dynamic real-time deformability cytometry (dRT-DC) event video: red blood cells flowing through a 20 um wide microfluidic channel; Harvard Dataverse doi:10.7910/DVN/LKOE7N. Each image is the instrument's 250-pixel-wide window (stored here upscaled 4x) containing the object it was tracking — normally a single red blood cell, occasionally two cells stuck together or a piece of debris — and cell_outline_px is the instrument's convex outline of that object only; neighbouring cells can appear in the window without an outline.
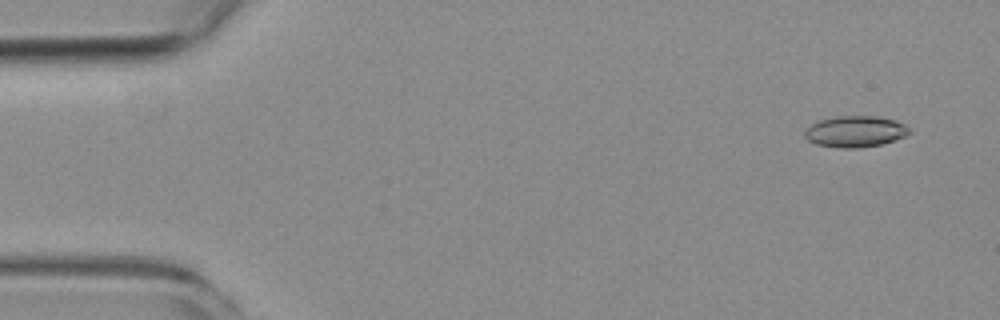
{"species": "common noctule bat (a hibernating species)", "species_latin": "Nyctalus noctula", "temperature_condition": "room temperature", "stored_images_in_passage": 6, "camera_frame_rate_fps": 3000, "um_per_image_px": 0.085, "animal": {"sex": "female", "body_mass_g": 19.3, "forearm_length_mm": 54.1}, "frame": {"image": 1, "passage_image": 2, "time_ms": 1.0, "image_size_px": [1000, 320], "cell_outline_px": [[912, 132], [904, 136], [880, 144], [860, 148], [840, 148], [816, 144], [808, 140], [804, 136], [804, 132], [812, 124], [820, 120], [836, 116], [876, 116], [896, 120], [904, 124]], "centroid_in_image_um": [72.69, 11.17], "position_along_channel_um": 12.3, "area_um2": 18.9}}
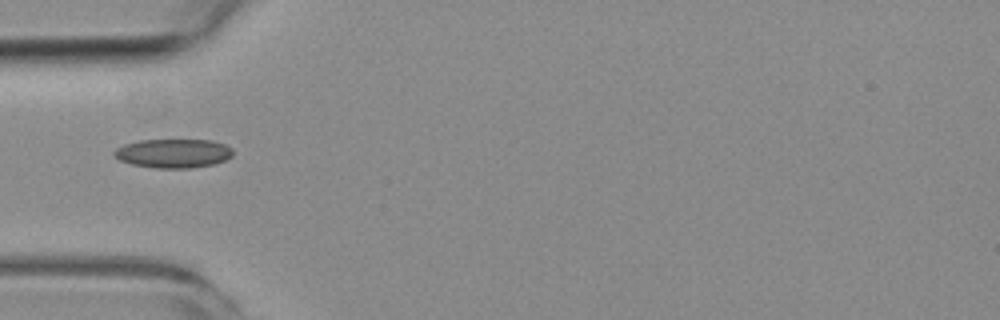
{"frame": {"image": 2, "passage_image": 6, "time_ms": 5.667, "image_size_px": [1000, 320], "cell_outline_px": [[232, 156], [224, 160], [212, 164], [192, 168], [156, 168], [132, 164], [120, 160], [112, 156], [112, 152], [116, 148], [124, 144], [140, 140], [212, 140], [224, 144], [232, 148]], "centroid_in_image_um": [14.7, 13.03], "position_along_channel_um": 70.3, "area_um2": 20.06}}